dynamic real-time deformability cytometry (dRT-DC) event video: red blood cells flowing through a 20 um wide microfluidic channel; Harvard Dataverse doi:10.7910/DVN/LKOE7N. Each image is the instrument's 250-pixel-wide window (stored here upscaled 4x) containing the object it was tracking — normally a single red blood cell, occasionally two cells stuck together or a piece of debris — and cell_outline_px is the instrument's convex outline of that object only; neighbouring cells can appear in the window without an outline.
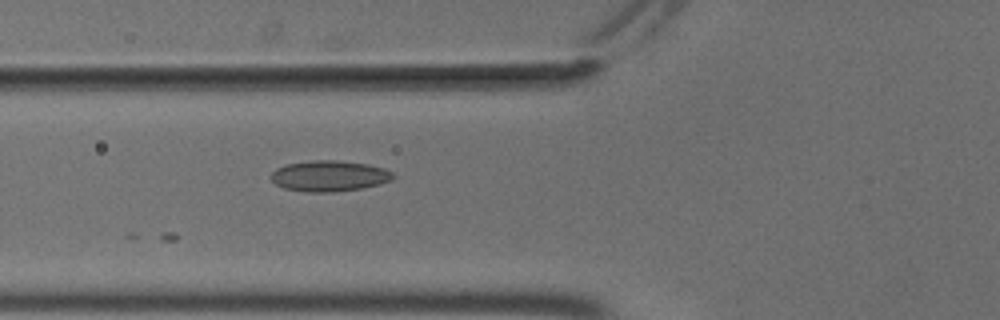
{"species": "common noctule bat (a hibernating species)", "species_latin": "Nyctalus noctula", "temperature_condition": "cold", "stored_images_in_passage": 14, "camera_frame_rate_fps": 3000, "um_per_image_px": 0.085, "animal": {"sex": "male", "body_mass_g": 18.8}, "frame": {"image": 1, "passage_image": 14, "time_ms": 4.333, "image_size_px": [1000, 320], "cell_outline_px": [[396, 176], [392, 180], [380, 184], [360, 188], [332, 192], [304, 192], [284, 188], [276, 184], [272, 180], [272, 172], [276, 168], [288, 164], [312, 160], [336, 160], [368, 164], [384, 168], [392, 172]], "centroid_in_image_um": [28.01, 14.95], "position_along_channel_um": 97.8, "area_um2": 21.91}}